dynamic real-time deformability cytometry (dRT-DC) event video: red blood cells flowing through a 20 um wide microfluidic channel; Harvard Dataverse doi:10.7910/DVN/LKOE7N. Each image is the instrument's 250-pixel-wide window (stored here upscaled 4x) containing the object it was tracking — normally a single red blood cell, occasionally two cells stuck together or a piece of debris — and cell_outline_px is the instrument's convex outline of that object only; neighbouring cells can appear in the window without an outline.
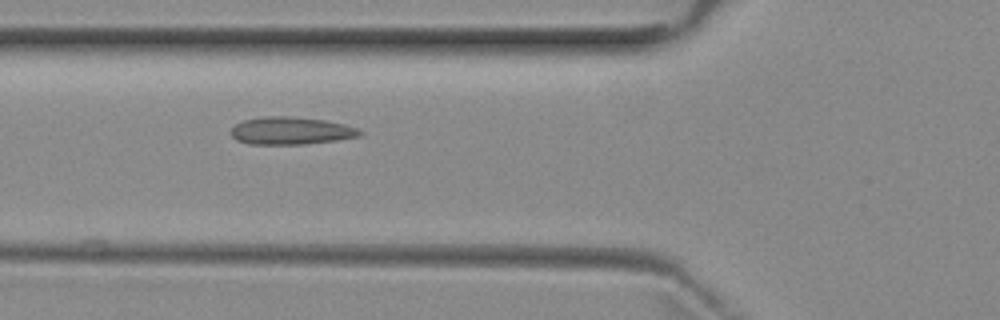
{"species": "common noctule bat (a hibernating species)", "species_latin": "Nyctalus noctula", "temperature_condition": "room temperature", "stored_images_in_passage": 8, "camera_frame_rate_fps": 3000, "um_per_image_px": 0.085, "animal": {"sex": "female", "body_mass_g": 29.2, "forearm_length_mm": 56.3}, "frame": {"image": 1, "passage_image": 6, "time_ms": 5.667, "image_size_px": [1000, 320], "cell_outline_px": [[364, 132], [360, 136], [336, 140], [304, 144], [248, 144], [236, 140], [232, 136], [232, 128], [236, 124], [244, 120], [264, 116], [288, 116], [324, 120], [344, 124], [356, 128]], "centroid_in_image_um": [24.73, 11.11], "position_along_channel_um": 101.1, "area_um2": 20.58}}
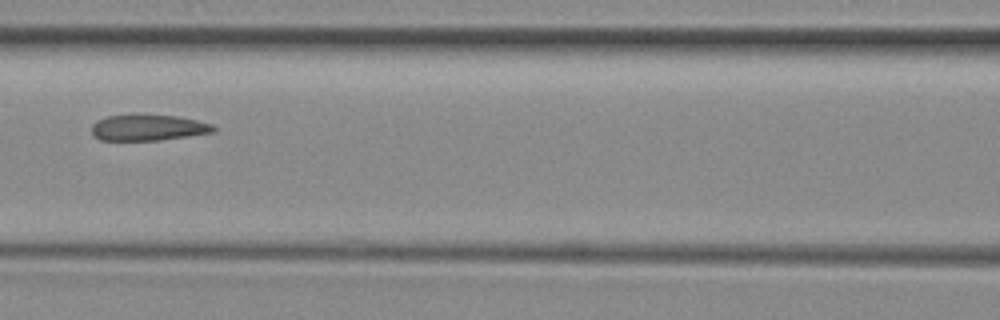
{"frame": {"image": 2, "passage_image": 7, "time_ms": 7.0, "image_size_px": [1000, 320], "cell_outline_px": [[216, 132], [160, 140], [100, 140], [92, 136], [92, 124], [96, 120], [108, 116], [132, 112], [136, 112], [176, 116], [196, 120], [212, 124], [216, 128]], "centroid_in_image_um": [12.55, 10.81], "position_along_channel_um": 154.0, "area_um2": 19.19}}
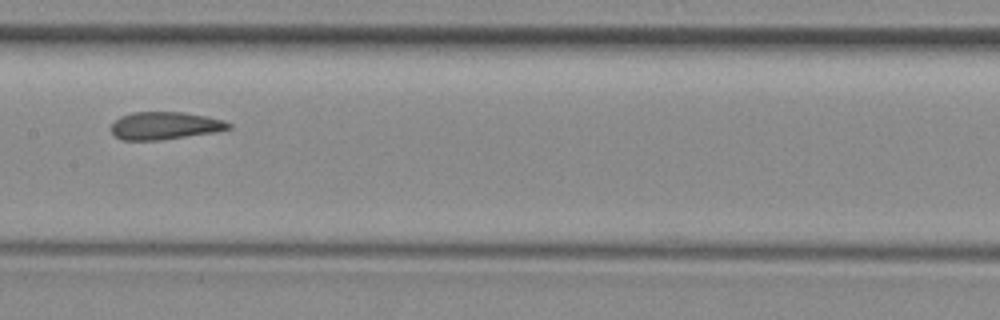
{"frame": {"image": 3, "passage_image": 8, "time_ms": 8.0, "image_size_px": [1000, 320], "cell_outline_px": [[232, 128], [212, 132], [160, 140], [120, 140], [112, 132], [112, 124], [120, 116], [132, 112], [184, 112], [208, 116], [224, 120], [232, 124]], "centroid_in_image_um": [14.02, 10.67], "position_along_channel_um": 193.4, "area_um2": 18.84}}